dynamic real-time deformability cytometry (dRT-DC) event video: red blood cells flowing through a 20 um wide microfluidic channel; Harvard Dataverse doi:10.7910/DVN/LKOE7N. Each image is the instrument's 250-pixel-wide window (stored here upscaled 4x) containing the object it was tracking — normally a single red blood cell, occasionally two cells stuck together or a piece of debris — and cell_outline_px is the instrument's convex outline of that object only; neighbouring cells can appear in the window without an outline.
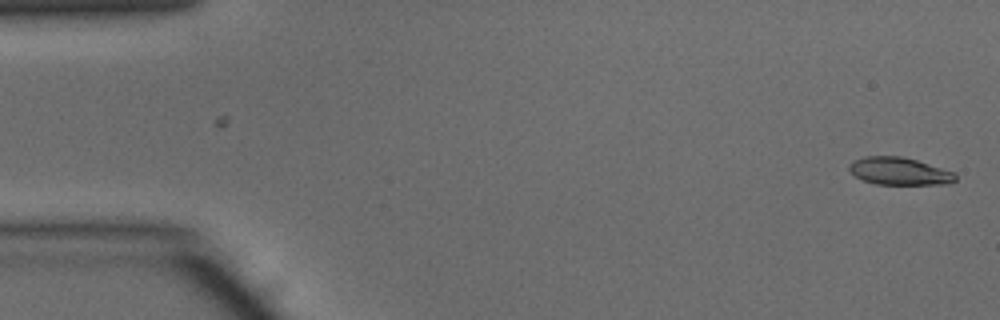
{"species": "common noctule bat (a hibernating species)", "species_latin": "Nyctalus noctula", "temperature_condition": "warm", "stored_images_in_passage": 48, "camera_frame_rate_fps": 3000, "um_per_image_px": 0.085, "animal": {"sex": "male", "body_mass_g": 15.6}, "frame": {"image": 1, "passage_image": 1, "time_ms": 0.0, "image_size_px": [1000, 320], "cell_outline_px": [[956, 180], [948, 184], [876, 184], [864, 180], [856, 176], [848, 168], [848, 164], [852, 160], [864, 156], [900, 156], [916, 160], [956, 172]], "centroid_in_image_um": [76.45, 14.54], "position_along_channel_um": 8.6, "area_um2": 17.05}}
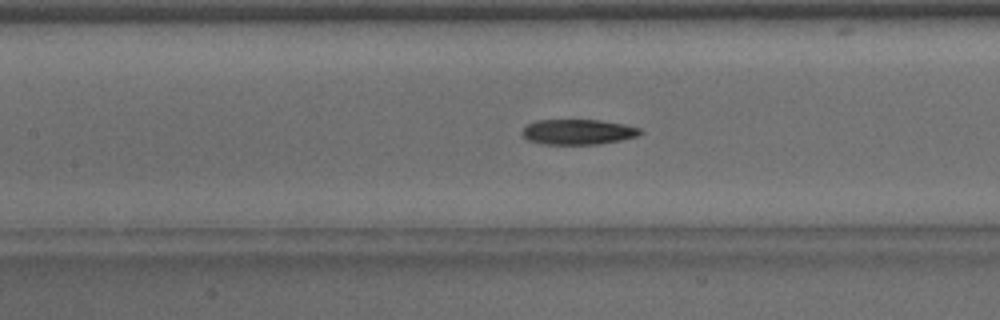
{"frame": {"image": 2, "passage_image": 21, "time_ms": 6.667, "image_size_px": [1000, 320], "cell_outline_px": [[644, 132], [640, 136], [600, 144], [544, 144], [528, 140], [520, 132], [528, 124], [536, 120], [600, 120], [624, 124], [640, 128]], "centroid_in_image_um": [49.17, 11.21], "position_along_channel_um": 158.2, "area_um2": 17.46}}
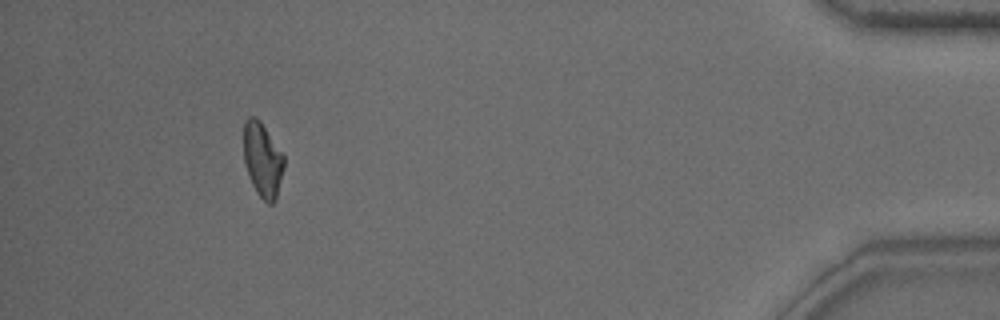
{"frame": {"image": 3, "passage_image": 44, "time_ms": 14.333, "image_size_px": [1000, 320], "cell_outline_px": [[284, 168], [276, 200], [272, 204], [268, 204], [256, 192], [252, 184], [244, 164], [244, 120], [248, 116], [252, 116], [260, 120], [284, 156]], "centroid_in_image_um": [22.31, 13.59], "position_along_channel_um": 412.9, "area_um2": 17.51}, "authors_computed_cell_mechanics": {"area_um2": 17.918, "velocity_mm_per_s": 4.1787, "shape_relaxation_time_tau1_ms": 5.623, "shape_relaxation_time_tau2_ms": 5.2007, "deformation_change_tau1": 0.1719, "deformation_change_tau2": 0.1328}}